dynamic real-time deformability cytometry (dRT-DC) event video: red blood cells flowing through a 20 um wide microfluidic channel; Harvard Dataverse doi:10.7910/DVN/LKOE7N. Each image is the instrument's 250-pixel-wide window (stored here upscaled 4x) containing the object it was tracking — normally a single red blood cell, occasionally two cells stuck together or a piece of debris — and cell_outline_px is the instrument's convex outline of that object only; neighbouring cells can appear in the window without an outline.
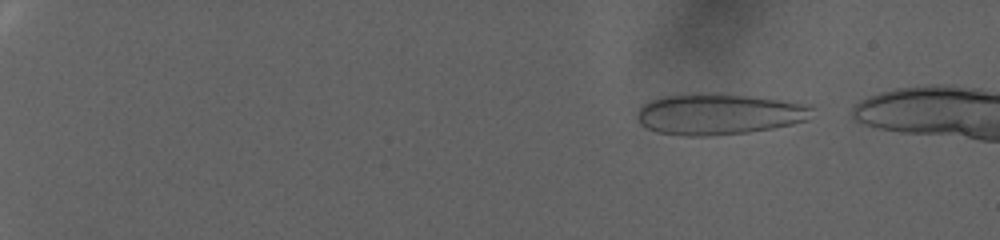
{"species": "human", "species_latin": "Homo sapiens", "temperature_condition": "warm", "stored_images_in_passage": 21, "camera_frame_rate_fps": 3000, "um_per_image_px": 0.085, "donor": {"sex": "female"}, "frame": {"image": 1, "passage_image": 2, "time_ms": 0.333, "image_size_px": [1000, 240], "cell_outline_px": [[816, 108], [808, 120], [792, 124], [772, 128], [748, 132], [704, 136], [684, 136], [656, 132], [640, 124], [636, 116], [636, 112], [640, 104], [660, 96], [696, 92], [720, 92], [780, 100], [808, 104]], "centroid_in_image_um": [61.06, 9.67], "position_along_channel_um": 23.9, "area_um2": 42.71}}
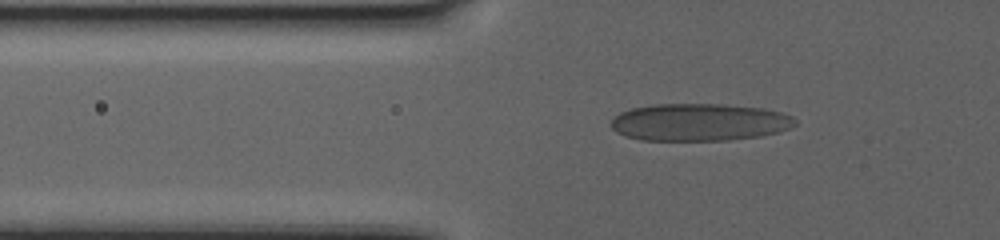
{"frame": {"image": 2, "passage_image": 17, "time_ms": 5.333, "image_size_px": [1000, 240], "cell_outline_px": [[796, 124], [788, 128], [776, 132], [760, 136], [728, 140], [640, 140], [624, 136], [616, 132], [612, 128], [612, 120], [620, 112], [632, 108], [652, 104], [724, 104], [764, 108], [780, 112], [792, 116], [796, 120]], "centroid_in_image_um": [59.43, 10.38], "position_along_channel_um": 66.4, "area_um2": 40.11}}
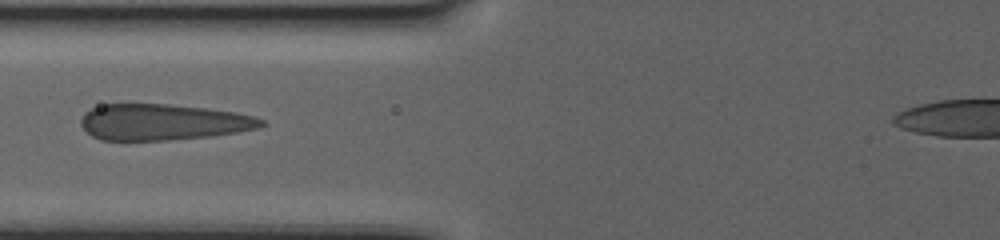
{"frame": {"image": 3, "passage_image": 20, "time_ms": 6.333, "image_size_px": [1000, 240], "cell_outline_px": [[268, 124], [256, 128], [236, 132], [208, 136], [168, 140], [100, 140], [92, 136], [80, 124], [80, 120], [84, 112], [100, 104], [168, 104], [204, 108], [236, 112], [256, 116], [264, 120]], "centroid_in_image_um": [13.84, 10.37], "position_along_channel_um": 112.0, "area_um2": 37.97}}